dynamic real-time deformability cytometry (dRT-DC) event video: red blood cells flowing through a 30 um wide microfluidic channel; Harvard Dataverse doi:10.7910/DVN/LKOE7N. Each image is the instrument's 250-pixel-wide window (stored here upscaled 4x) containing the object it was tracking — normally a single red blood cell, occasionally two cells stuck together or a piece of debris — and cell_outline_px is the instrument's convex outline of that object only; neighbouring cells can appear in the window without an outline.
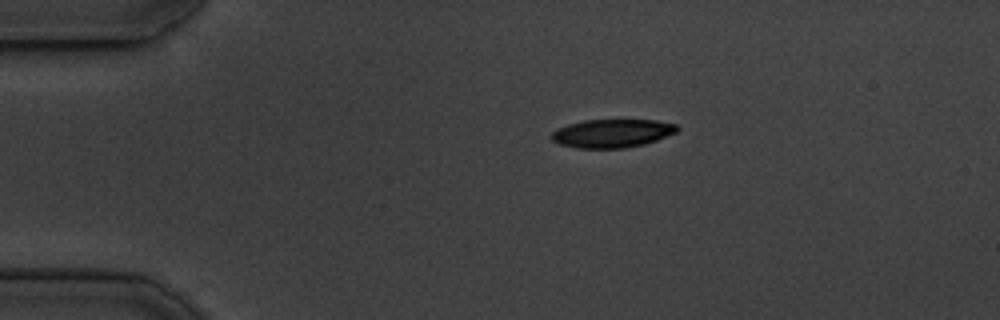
{"species": "common noctule bat (a hibernating species)", "species_latin": "Nyctalus noctula", "temperature_condition": "cold", "stored_images_in_passage": 44, "camera_frame_rate_fps": 3000, "um_per_image_px": 0.085, "animal": {"sex": "male", "body_mass_g": 19.5, "forearm_length_mm": 54.6}, "frame": {"image": 1, "passage_image": 1, "time_ms": 0.0, "image_size_px": [1000, 320], "cell_outline_px": [[680, 128], [676, 132], [656, 140], [644, 144], [624, 148], [576, 148], [560, 144], [552, 140], [548, 136], [556, 128], [568, 124], [584, 120], [656, 120], [676, 124]], "centroid_in_image_um": [51.99, 11.33], "position_along_channel_um": 33.0, "area_um2": 20.87}}
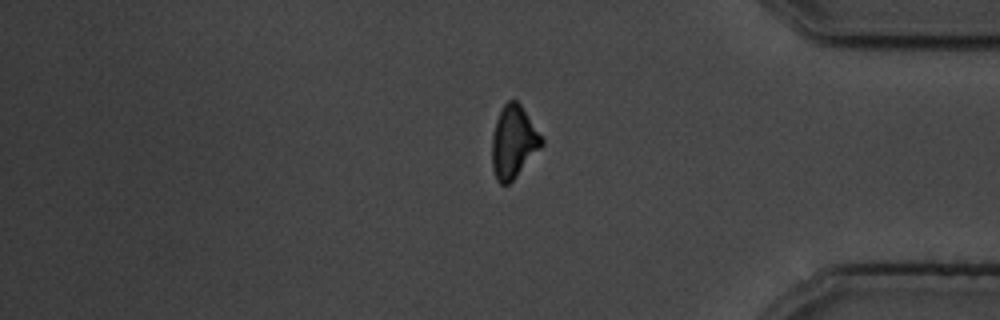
{"frame": {"image": 2, "passage_image": 35, "time_ms": 11.333, "image_size_px": [1000, 320], "cell_outline_px": [[544, 144], [516, 176], [508, 184], [500, 184], [496, 180], [492, 168], [492, 136], [496, 120], [504, 104], [508, 100], [516, 100], [520, 104], [544, 140]], "centroid_in_image_um": [43.63, 12.08], "position_along_channel_um": 391.6, "area_um2": 20.69}}
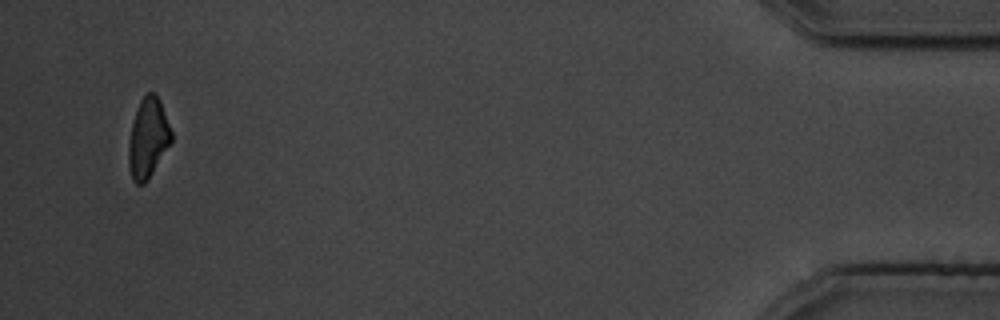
{"frame": {"image": 3, "passage_image": 42, "time_ms": 13.667, "image_size_px": [1000, 320], "cell_outline_px": [[172, 140], [148, 180], [144, 184], [136, 184], [132, 180], [128, 164], [128, 144], [132, 124], [140, 100], [148, 92], [156, 92], [160, 100], [172, 132]], "centroid_in_image_um": [12.57, 11.75], "position_along_channel_um": 422.6, "area_um2": 19.83}, "authors_computed_cell_mechanics": {"area_um2": 22.0796, "velocity_mm_per_s": 3.7608, "shape_relaxation_time_tau1_ms": 2.8307, "shape_relaxation_time_tau2_ms": null, "deformation_change_tau1": 0.1523, "deformation_change_tau2": null}}